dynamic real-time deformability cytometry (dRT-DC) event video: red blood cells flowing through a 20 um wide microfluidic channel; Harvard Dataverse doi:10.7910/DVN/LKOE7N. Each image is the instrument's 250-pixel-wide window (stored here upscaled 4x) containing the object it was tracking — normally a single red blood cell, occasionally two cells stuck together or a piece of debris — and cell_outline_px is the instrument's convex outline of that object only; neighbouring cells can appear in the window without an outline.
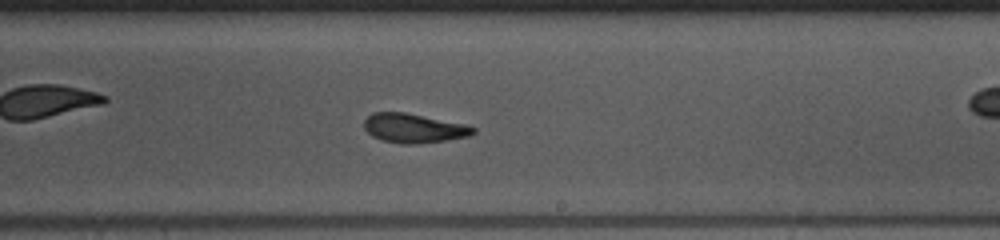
{"species": "common noctule bat (a hibernating species)", "species_latin": "Nyctalus noctula", "temperature_condition": "warm", "stored_images_in_passage": 39, "camera_frame_rate_fps": 3000, "um_per_image_px": 0.085, "animal": {"sex": "female", "body_mass_g": 10.0, "forearm_length_mm": 53.1}, "frame": {"image": 1, "passage_image": 17, "time_ms": 5.333, "image_size_px": [1000, 240], "cell_outline_px": [[476, 132], [468, 136], [444, 140], [416, 144], [400, 144], [384, 140], [372, 136], [364, 128], [364, 120], [372, 112], [404, 112], [468, 124], [476, 128]], "centroid_in_image_um": [35.18, 10.88], "position_along_channel_um": 253.8, "area_um2": 18.61}}
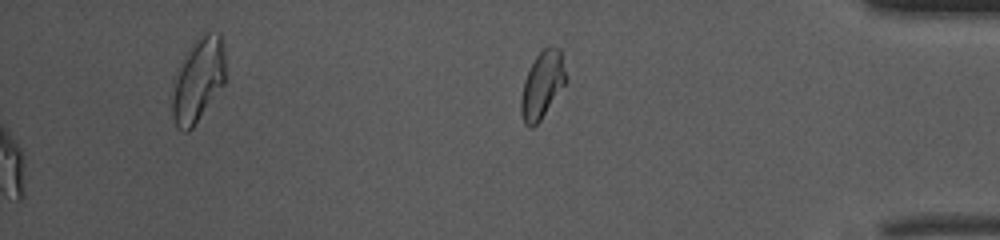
{"frame": {"image": 2, "passage_image": 39, "time_ms": 12.667, "image_size_px": [1000, 240], "cell_outline_px": [[568, 80], [540, 120], [532, 128], [528, 128], [524, 124], [520, 112], [520, 100], [524, 80], [536, 56], [548, 44], [552, 44], [560, 48]], "centroid_in_image_um": [46.1, 7.2], "position_along_channel_um": 389.1, "area_um2": 17.69}, "authors_computed_cell_mechanics": {"area_um2": 18.9584, "velocity_mm_per_s": 4.0813, "shape_relaxation_time_tau1_ms": 2.6276, "shape_relaxation_time_tau2_ms": 1.6119, "deformation_change_tau1": 0.1416, "deformation_change_tau2": 0.0893}}